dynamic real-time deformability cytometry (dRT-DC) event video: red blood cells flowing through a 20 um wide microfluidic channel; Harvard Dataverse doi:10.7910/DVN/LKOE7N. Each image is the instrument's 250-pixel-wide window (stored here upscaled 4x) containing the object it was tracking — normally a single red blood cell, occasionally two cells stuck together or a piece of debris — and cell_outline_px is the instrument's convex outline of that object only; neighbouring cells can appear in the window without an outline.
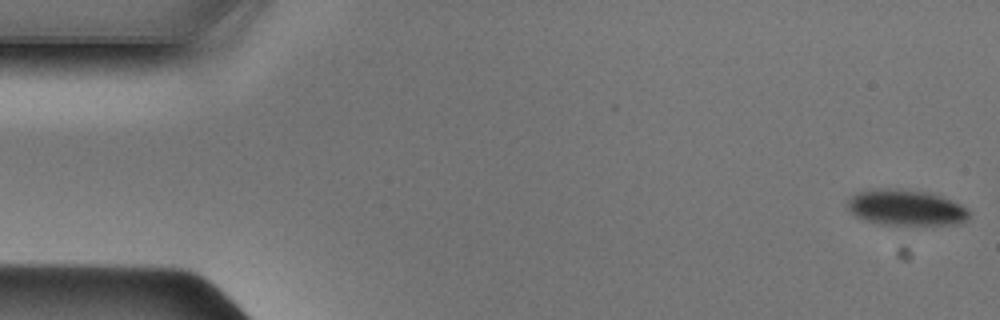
{"species": "Egyptian fruit bat (a non-hibernating species)", "species_latin": "Rousettus aegyptiacus", "temperature_condition": "cold", "stored_images_in_passage": 48, "camera_frame_rate_fps": 3000, "um_per_image_px": 0.085, "animal": {"sex": "male"}, "frame": {"image": 1, "passage_image": 1, "time_ms": 0.0, "image_size_px": [1000, 320], "cell_outline_px": [[968, 220], [960, 224], [880, 224], [856, 216], [848, 208], [848, 200], [856, 192], [876, 188], [892, 188], [928, 192], [940, 196], [960, 204], [968, 208]], "centroid_in_image_um": [77.01, 17.63], "position_along_channel_um": 8.0, "area_um2": 25.14}}
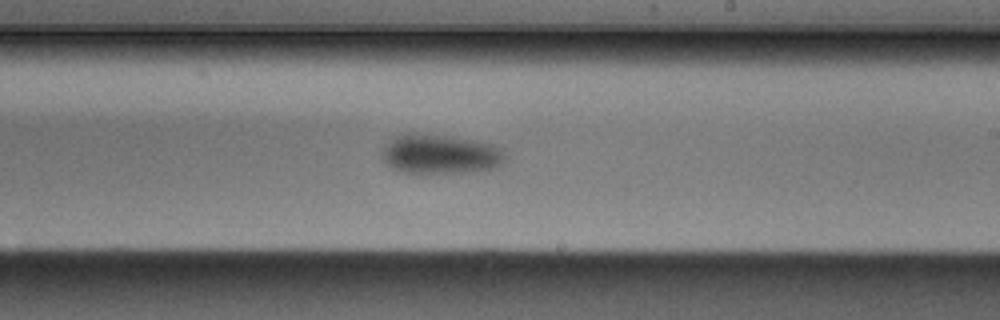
{"frame": {"image": 2, "passage_image": 28, "time_ms": 9.0, "image_size_px": [1000, 320], "cell_outline_px": [[504, 160], [496, 168], [472, 172], [404, 172], [392, 168], [384, 160], [380, 152], [396, 136], [408, 132], [416, 132], [500, 144], [504, 152]], "centroid_in_image_um": [37.47, 13.09], "position_along_channel_um": 251.5, "area_um2": 28.26}}
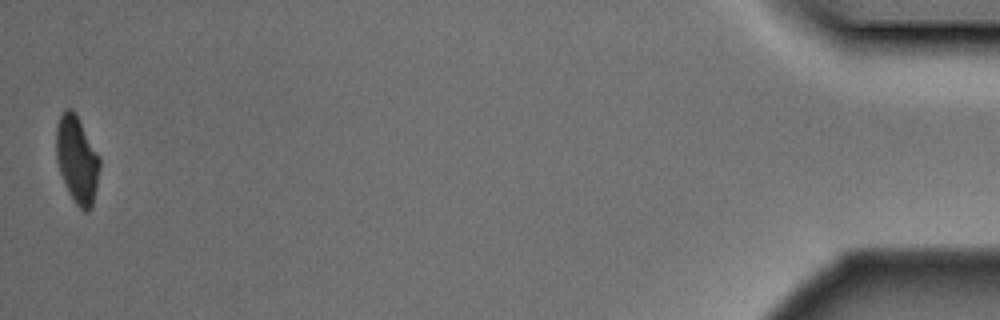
{"frame": {"image": 3, "passage_image": 48, "time_ms": 15.667, "image_size_px": [1000, 320], "cell_outline_px": [[100, 168], [92, 208], [88, 212], [84, 212], [76, 204], [68, 192], [60, 172], [56, 156], [56, 128], [60, 116], [68, 108], [72, 108], [76, 112], [100, 156]], "centroid_in_image_um": [6.56, 13.56], "position_along_channel_um": 428.6, "area_um2": 22.25}}